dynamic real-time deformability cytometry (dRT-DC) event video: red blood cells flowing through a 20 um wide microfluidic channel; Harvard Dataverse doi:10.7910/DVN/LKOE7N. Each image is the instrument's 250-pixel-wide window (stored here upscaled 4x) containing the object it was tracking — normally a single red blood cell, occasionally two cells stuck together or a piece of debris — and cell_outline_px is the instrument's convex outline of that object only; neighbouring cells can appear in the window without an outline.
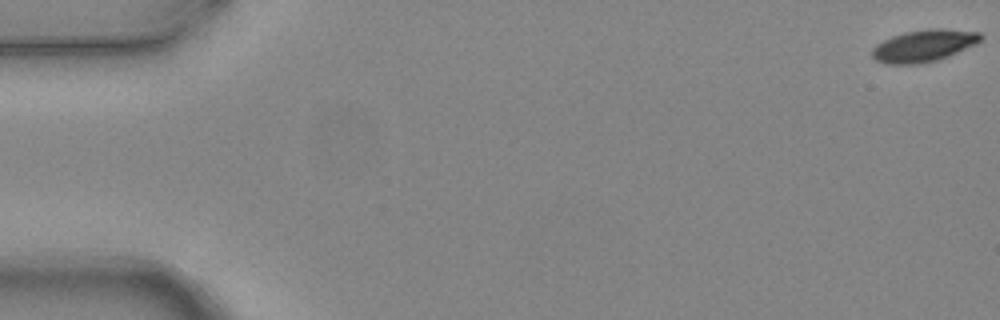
{"species": "common noctule bat (a hibernating species)", "species_latin": "Nyctalus noctula", "temperature_condition": "warm", "stored_images_in_passage": 6, "segment_of_instrument_passage": [1, 2], "camera_frame_rate_fps": 3000, "um_per_image_px": 0.085, "animal": {"sex": "female", "body_mass_g": 24.6, "forearm_length_mm": 56.2}, "frame": {"image": 1, "passage_image": 1, "time_ms": 0.0, "image_size_px": [1000, 320], "cell_outline_px": [[984, 36], [976, 44], [948, 56], [936, 60], [920, 64], [884, 64], [876, 60], [872, 56], [872, 48], [876, 44], [892, 36], [904, 32], [928, 28], [944, 28], [980, 32]], "centroid_in_image_um": [78.52, 3.87], "position_along_channel_um": 6.5, "area_um2": 20.4}}
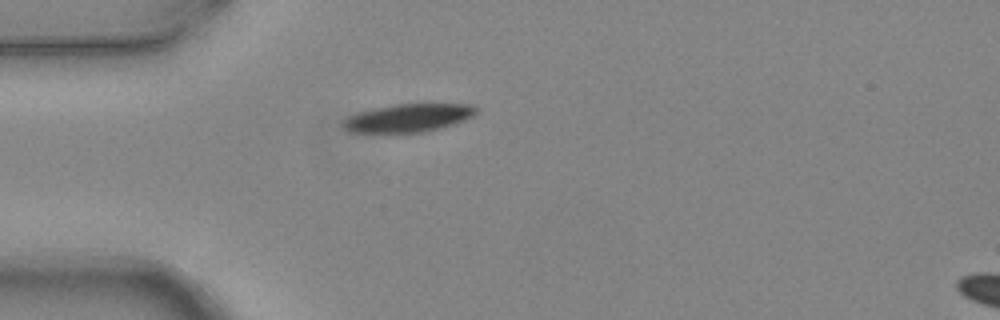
{"frame": {"image": 2, "passage_image": 5, "time_ms": 1.333, "image_size_px": [1000, 320], "cell_outline_px": [[480, 108], [472, 116], [464, 120], [440, 128], [424, 132], [348, 132], [340, 124], [348, 116], [356, 112], [392, 104], [472, 104]], "centroid_in_image_um": [34.68, 10.01], "position_along_channel_um": 50.3, "area_um2": 21.85}}